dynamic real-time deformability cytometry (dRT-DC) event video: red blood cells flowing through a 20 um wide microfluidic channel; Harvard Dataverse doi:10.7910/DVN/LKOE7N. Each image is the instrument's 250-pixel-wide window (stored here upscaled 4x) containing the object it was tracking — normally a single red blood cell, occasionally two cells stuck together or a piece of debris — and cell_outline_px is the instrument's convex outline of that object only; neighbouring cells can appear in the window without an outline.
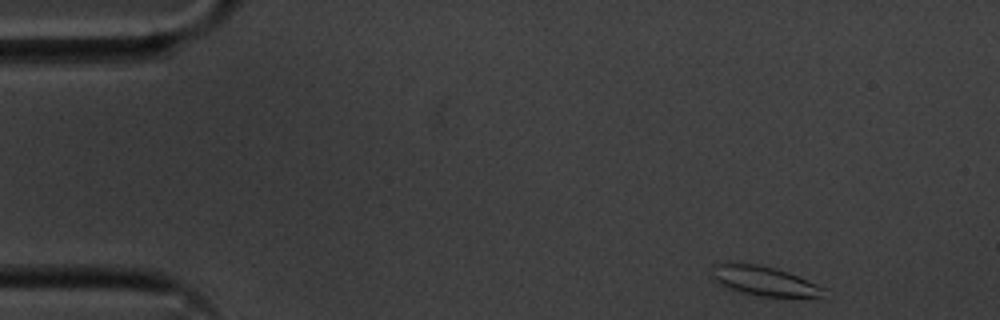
{"species": "common noctule bat (a hibernating species)", "species_latin": "Nyctalus noctula", "temperature_condition": "cold", "stored_images_in_passage": 51, "camera_frame_rate_fps": 3000, "um_per_image_px": 0.085, "animal": {"sex": "male", "body_mass_g": 20.1, "forearm_length_mm": 53.5}, "frame": {"image": 1, "passage_image": 1, "time_ms": 0.0, "image_size_px": [1000, 320], "cell_outline_px": [[824, 288], [820, 296], [760, 296], [740, 292], [724, 288], [712, 280], [712, 264], [756, 264], [776, 268], [788, 272], [816, 284]], "centroid_in_image_um": [64.84, 23.88], "position_along_channel_um": 20.2, "area_um2": 18.84}}
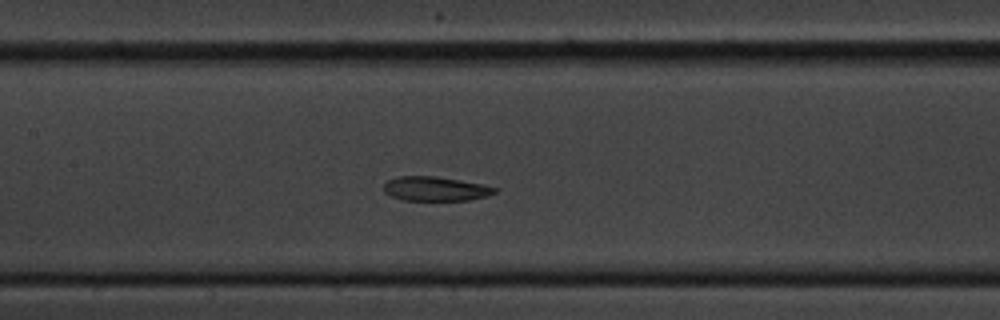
{"frame": {"image": 2, "passage_image": 21, "time_ms": 6.667, "image_size_px": [1000, 320], "cell_outline_px": [[496, 192], [488, 196], [468, 200], [404, 200], [392, 196], [384, 192], [384, 184], [388, 180], [396, 176], [436, 176], [484, 184], [496, 188]], "centroid_in_image_um": [37.01, 16.04], "position_along_channel_um": 170.4, "area_um2": 15.72}}
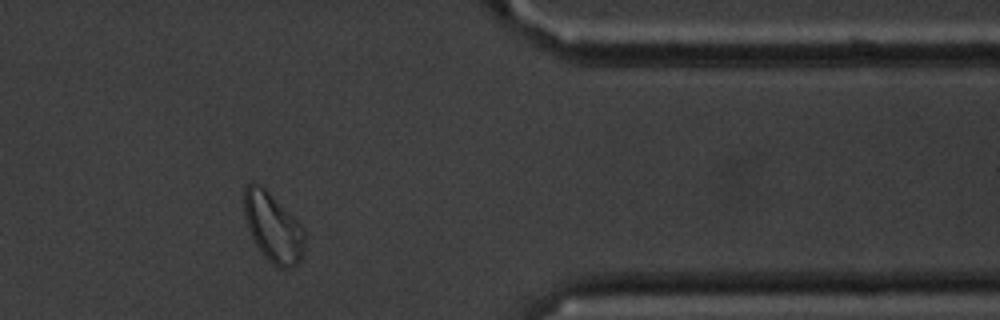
{"frame": {"image": 3, "passage_image": 41, "time_ms": 13.333, "image_size_px": [1000, 320], "cell_outline_px": [[304, 248], [300, 260], [296, 264], [288, 268], [280, 268], [272, 264], [268, 260], [256, 244], [248, 228], [244, 216], [244, 188], [252, 180], [260, 184], [304, 228]], "centroid_in_image_um": [23.18, 19.32], "position_along_channel_um": 388.2, "area_um2": 23.99}, "authors_computed_cell_mechanics": {"area_um2": 18.0336, "velocity_mm_per_s": 3.5534, "shape_relaxation_time_tau1_ms": null, "shape_relaxation_time_tau2_ms": 3.5326, "deformation_change_tau1": null, "deformation_change_tau2": 0.0936}}